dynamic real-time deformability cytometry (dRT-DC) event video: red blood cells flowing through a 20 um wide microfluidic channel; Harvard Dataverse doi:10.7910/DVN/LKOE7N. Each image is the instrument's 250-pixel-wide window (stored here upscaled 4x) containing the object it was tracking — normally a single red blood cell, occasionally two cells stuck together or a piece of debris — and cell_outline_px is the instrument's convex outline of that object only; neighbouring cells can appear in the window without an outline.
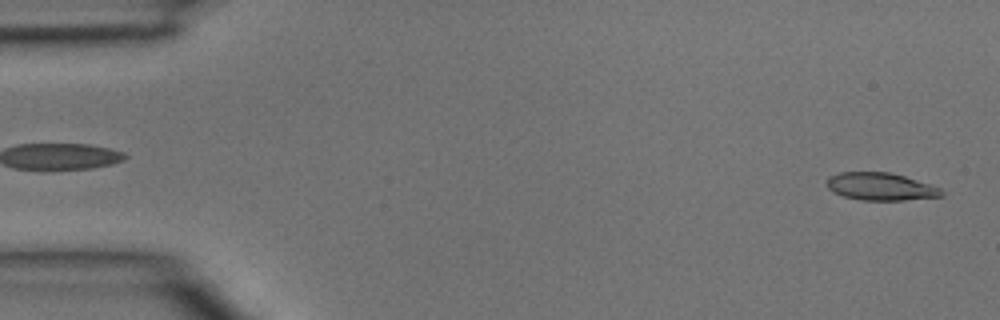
{"species": "common noctule bat (a hibernating species)", "species_latin": "Nyctalus noctula", "temperature_condition": "room temperature", "stored_images_in_passage": 4, "segment_of_instrument_passage": [2, 2], "camera_frame_rate_fps": 3000, "um_per_image_px": 0.085, "animal": {"sex": "male", "body_mass_g": 15.6}, "frame": {"image": 1, "passage_image": 4, "time_ms": 1.0, "image_size_px": [1000, 320], "cell_outline_px": [[944, 196], [904, 200], [860, 200], [844, 196], [832, 192], [824, 184], [828, 176], [840, 172], [888, 172], [904, 176], [940, 188], [944, 192]], "centroid_in_image_um": [74.8, 15.86], "position_along_channel_um": 10.2, "area_um2": 18.5}}